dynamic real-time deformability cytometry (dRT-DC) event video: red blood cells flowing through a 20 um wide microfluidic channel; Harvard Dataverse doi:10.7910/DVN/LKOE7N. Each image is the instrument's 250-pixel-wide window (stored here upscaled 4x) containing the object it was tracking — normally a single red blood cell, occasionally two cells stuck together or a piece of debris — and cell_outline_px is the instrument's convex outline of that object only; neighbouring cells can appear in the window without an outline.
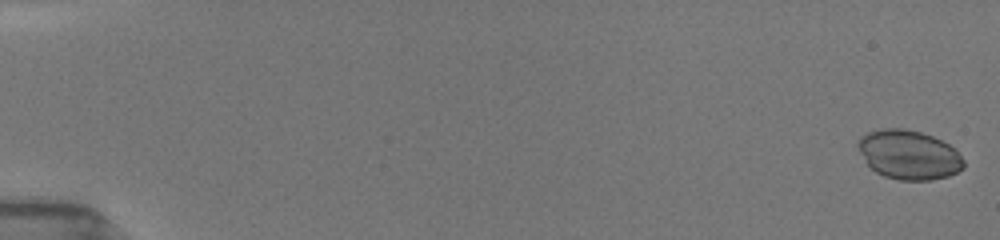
{"species": "common noctule bat (a hibernating species)", "species_latin": "Nyctalus noctula", "temperature_condition": "room temperature", "stored_images_in_passage": 53, "camera_frame_rate_fps": 3000, "um_per_image_px": 0.085, "animal": {"sex": "female", "body_mass_g": 19.5, "forearm_length_mm": 54.1}, "frame": {"image": 1, "passage_image": 1, "time_ms": 0.0, "image_size_px": [1000, 240], "cell_outline_px": [[964, 168], [948, 176], [932, 180], [900, 180], [884, 176], [876, 172], [868, 164], [860, 152], [856, 144], [860, 136], [868, 132], [884, 128], [900, 128], [920, 132], [932, 136], [948, 144], [964, 160]], "centroid_in_image_um": [77.23, 13.16], "position_along_channel_um": 7.8, "area_um2": 30.06}}
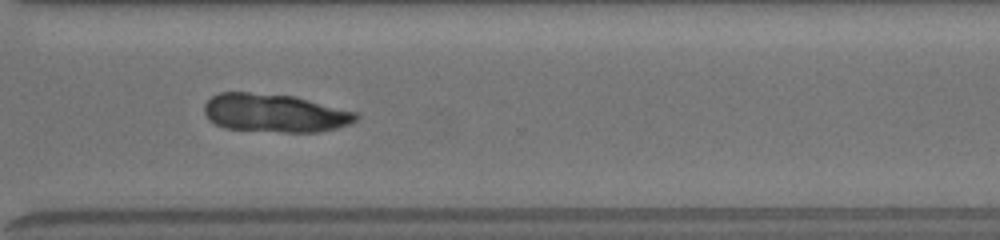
{"frame": {"image": 2, "passage_image": 40, "time_ms": 13.0, "image_size_px": [1000, 240], "cell_outline_px": [[360, 116], [356, 120], [348, 124], [336, 128], [320, 132], [284, 132], [224, 128], [208, 120], [204, 112], [204, 104], [212, 96], [220, 92], [248, 92], [296, 96], [356, 112]], "centroid_in_image_um": [23.34, 9.6], "position_along_channel_um": 347.3, "area_um2": 33.99}}
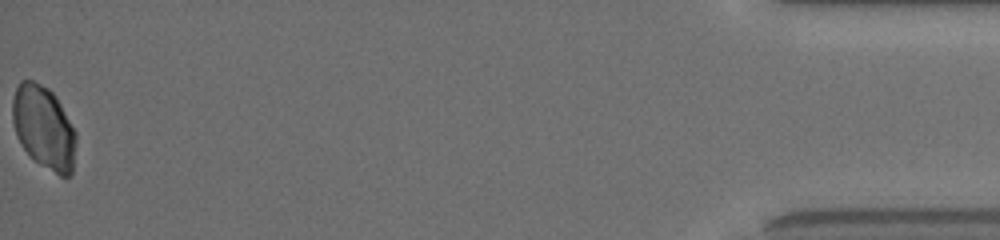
{"frame": {"image": 3, "passage_image": 53, "time_ms": 17.333, "image_size_px": [1000, 240], "cell_outline_px": [[76, 140], [72, 176], [60, 176], [40, 164], [20, 144], [16, 136], [12, 120], [12, 100], [16, 88], [20, 80], [32, 80], [48, 88], [56, 96], [76, 132]], "centroid_in_image_um": [3.72, 10.82], "position_along_channel_um": 431.5, "area_um2": 30.81}}